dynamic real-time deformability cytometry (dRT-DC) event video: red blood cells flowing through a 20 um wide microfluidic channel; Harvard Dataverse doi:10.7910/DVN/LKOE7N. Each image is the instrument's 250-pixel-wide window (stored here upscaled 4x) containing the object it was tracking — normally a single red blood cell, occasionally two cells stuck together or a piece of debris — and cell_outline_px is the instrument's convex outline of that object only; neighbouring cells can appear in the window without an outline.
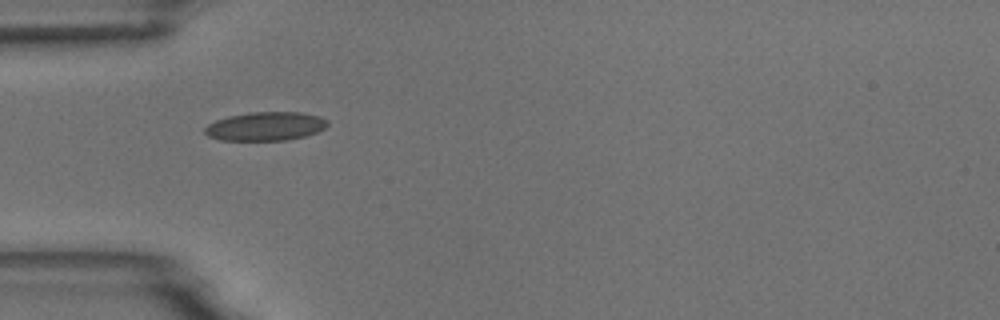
{"species": "common noctule bat (a hibernating species)", "species_latin": "Nyctalus noctula", "temperature_condition": "room temperature", "stored_images_in_passage": 4, "camera_frame_rate_fps": 3000, "um_per_image_px": 0.085, "animal": {"sex": "male", "body_mass_g": 18.8}, "frame": {"image": 1, "passage_image": 1, "time_ms": 0.0, "image_size_px": [1000, 320], "cell_outline_px": [[328, 124], [324, 128], [316, 132], [304, 136], [284, 140], [220, 140], [208, 136], [204, 132], [204, 128], [208, 124], [216, 120], [228, 116], [248, 112], [300, 112], [320, 116], [328, 120]], "centroid_in_image_um": [22.55, 10.72], "position_along_channel_um": 62.4, "area_um2": 20.52}}